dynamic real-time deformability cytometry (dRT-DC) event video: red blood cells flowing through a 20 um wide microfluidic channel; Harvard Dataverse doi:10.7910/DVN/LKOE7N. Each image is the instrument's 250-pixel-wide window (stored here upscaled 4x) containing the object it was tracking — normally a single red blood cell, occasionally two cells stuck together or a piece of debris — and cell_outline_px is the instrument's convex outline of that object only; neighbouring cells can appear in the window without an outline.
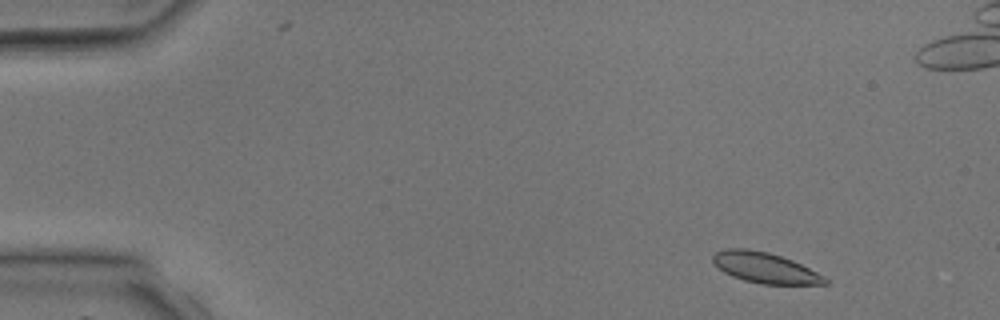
{"species": "common noctule bat (a hibernating species)", "species_latin": "Nyctalus noctula", "temperature_condition": "room temperature", "stored_images_in_passage": 4, "camera_frame_rate_fps": 3000, "um_per_image_px": 0.085, "animal": {"sex": "male", "body_mass_g": 17.9, "forearm_length_mm": 54.2}, "frame": {"image": 1, "passage_image": 1, "time_ms": 0.0, "image_size_px": [1000, 320], "cell_outline_px": [[828, 284], [760, 284], [744, 280], [732, 276], [724, 272], [712, 260], [712, 256], [716, 252], [724, 248], [748, 248], [768, 252], [792, 260], [824, 276], [828, 280]], "centroid_in_image_um": [65.0, 22.75], "position_along_channel_um": 20.0, "area_um2": 19.83}}